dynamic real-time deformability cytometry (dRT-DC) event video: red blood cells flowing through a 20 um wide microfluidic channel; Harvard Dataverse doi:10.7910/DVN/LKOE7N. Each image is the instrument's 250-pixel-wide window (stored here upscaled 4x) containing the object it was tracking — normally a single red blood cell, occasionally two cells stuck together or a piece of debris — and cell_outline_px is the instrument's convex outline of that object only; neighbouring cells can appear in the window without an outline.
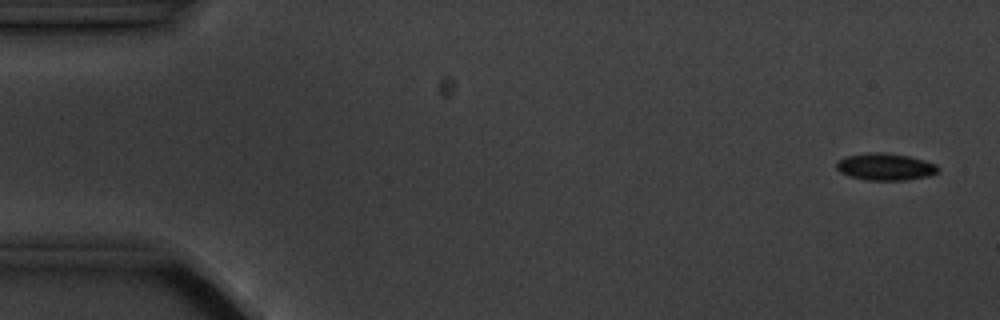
{"species": "common noctule bat (a hibernating species)", "species_latin": "Nyctalus noctula", "temperature_condition": "cold", "stored_images_in_passage": 6, "camera_frame_rate_fps": 3000, "um_per_image_px": 0.085, "animal": {"sex": "male", "body_mass_g": 20.1, "forearm_length_mm": 53.5}, "frame": {"image": 1, "passage_image": 1, "time_ms": 0.0, "image_size_px": [1000, 320], "cell_outline_px": [[940, 168], [936, 172], [928, 176], [908, 180], [868, 180], [852, 176], [840, 172], [836, 168], [836, 160], [844, 156], [868, 152], [880, 152], [908, 156], [924, 160], [936, 164]], "centroid_in_image_um": [75.23, 14.16], "position_along_channel_um": 9.8, "area_um2": 16.01}}
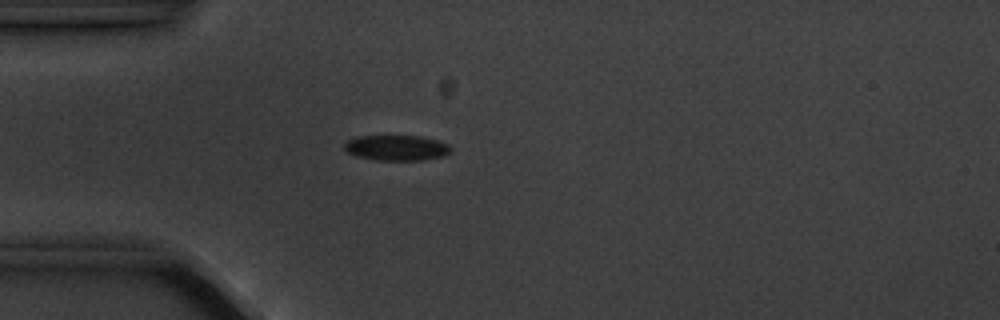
{"frame": {"image": 2, "passage_image": 4, "time_ms": 4.333, "image_size_px": [1000, 320], "cell_outline_px": [[452, 152], [444, 156], [424, 160], [376, 160], [356, 156], [348, 152], [344, 148], [344, 144], [348, 140], [356, 136], [420, 136], [436, 140], [448, 144], [452, 148]], "centroid_in_image_um": [33.73, 12.57], "position_along_channel_um": 51.3, "area_um2": 15.84}}
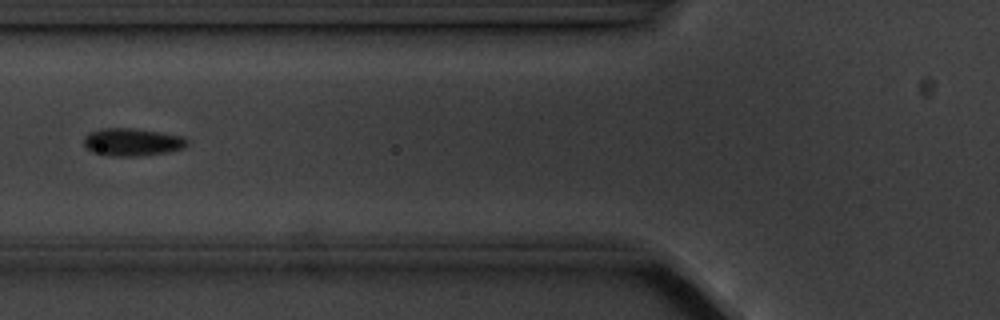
{"frame": {"image": 3, "passage_image": 6, "time_ms": 6.333, "image_size_px": [1000, 320], "cell_outline_px": [[188, 144], [184, 148], [168, 152], [140, 156], [108, 156], [92, 152], [84, 144], [84, 136], [88, 132], [100, 128], [132, 128], [160, 132], [184, 136], [188, 140]], "centroid_in_image_um": [11.24, 12.07], "position_along_channel_um": 114.6, "area_um2": 16.88}}